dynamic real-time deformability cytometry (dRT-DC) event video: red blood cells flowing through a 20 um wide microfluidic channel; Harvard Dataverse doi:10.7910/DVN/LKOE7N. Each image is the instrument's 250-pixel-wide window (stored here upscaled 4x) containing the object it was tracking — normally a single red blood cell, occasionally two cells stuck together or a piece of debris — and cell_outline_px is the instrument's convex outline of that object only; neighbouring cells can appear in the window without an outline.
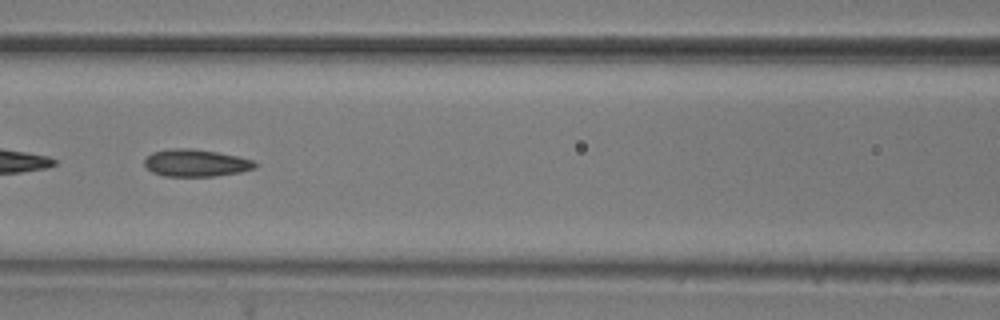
{"species": "common noctule bat (a hibernating species)", "species_latin": "Nyctalus noctula", "temperature_condition": "room temperature", "stored_images_in_passage": 54, "camera_frame_rate_fps": 3000, "um_per_image_px": 0.085, "animal": {"sex": "male", "body_mass_g": 20.5, "forearm_length_mm": 52.5}, "frame": {"image": 1, "passage_image": 23, "time_ms": 7.333, "image_size_px": [1000, 320], "cell_outline_px": [[256, 168], [240, 172], [216, 176], [164, 176], [152, 172], [144, 164], [144, 160], [152, 152], [172, 148], [192, 148], [240, 156], [252, 160], [256, 164]], "centroid_in_image_um": [16.65, 13.85], "position_along_channel_um": 149.9, "area_um2": 17.57}}
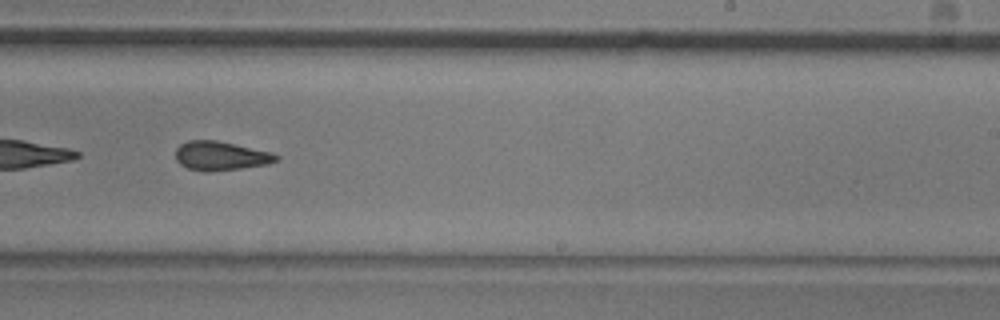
{"frame": {"image": 2, "passage_image": 33, "time_ms": 10.667, "image_size_px": [1000, 320], "cell_outline_px": [[280, 160], [268, 164], [240, 168], [204, 172], [188, 168], [180, 164], [176, 160], [176, 148], [180, 144], [188, 140], [216, 140], [272, 152], [280, 156]], "centroid_in_image_um": [18.77, 13.24], "position_along_channel_um": 270.2, "area_um2": 17.05}}
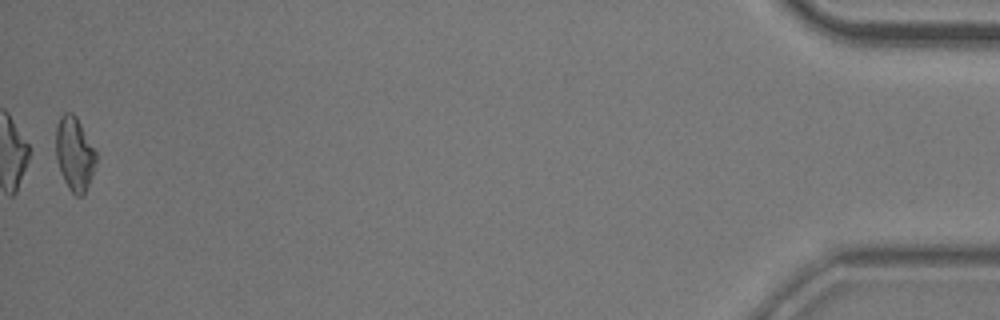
{"frame": {"image": 3, "passage_image": 54, "time_ms": 17.667, "image_size_px": [1000, 320], "cell_outline_px": [[96, 160], [88, 184], [84, 192], [80, 196], [76, 196], [68, 188], [60, 172], [56, 156], [56, 128], [60, 116], [64, 112], [72, 112], [76, 116], [96, 152]], "centroid_in_image_um": [6.31, 13.04], "position_along_channel_um": 428.9, "area_um2": 16.94}, "authors_computed_cell_mechanics": {"area_um2": 17.3111, "velocity_mm_per_s": 3.6173, "shape_relaxation_time_tau1_ms": 10.5991, "shape_relaxation_time_tau2_ms": 2.7206, "deformation_change_tau1": 0.1873, "deformation_change_tau2": 0.1089}}